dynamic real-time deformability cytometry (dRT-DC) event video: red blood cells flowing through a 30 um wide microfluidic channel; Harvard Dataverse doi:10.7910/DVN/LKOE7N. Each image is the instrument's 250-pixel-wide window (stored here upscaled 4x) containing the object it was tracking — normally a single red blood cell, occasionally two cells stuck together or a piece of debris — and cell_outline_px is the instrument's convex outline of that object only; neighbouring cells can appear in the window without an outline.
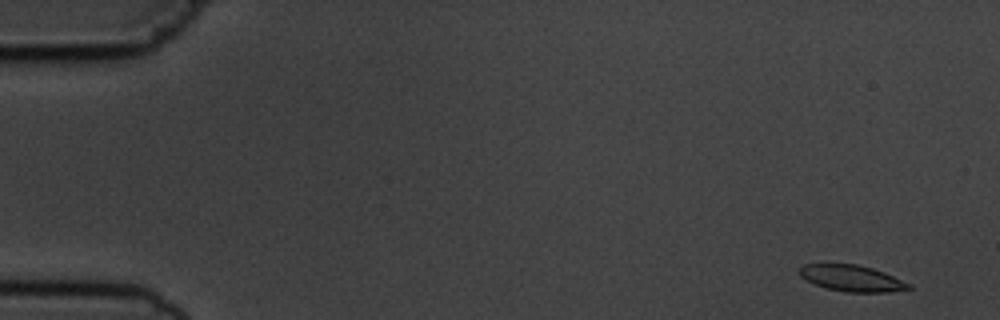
{"species": "common noctule bat (a hibernating species)", "species_latin": "Nyctalus noctula", "temperature_condition": "cold", "stored_images_in_passage": 4, "camera_frame_rate_fps": 3000, "um_per_image_px": 0.085, "animal": {"sex": "male", "body_mass_g": 19.5, "forearm_length_mm": 54.6}, "frame": {"image": 1, "passage_image": 1, "time_ms": 0.0, "image_size_px": [1000, 320], "cell_outline_px": [[912, 288], [888, 292], [848, 292], [828, 288], [816, 284], [800, 276], [796, 272], [804, 264], [856, 264], [872, 268], [884, 272], [912, 284]], "centroid_in_image_um": [72.42, 23.64], "position_along_channel_um": 12.6, "area_um2": 16.59}}